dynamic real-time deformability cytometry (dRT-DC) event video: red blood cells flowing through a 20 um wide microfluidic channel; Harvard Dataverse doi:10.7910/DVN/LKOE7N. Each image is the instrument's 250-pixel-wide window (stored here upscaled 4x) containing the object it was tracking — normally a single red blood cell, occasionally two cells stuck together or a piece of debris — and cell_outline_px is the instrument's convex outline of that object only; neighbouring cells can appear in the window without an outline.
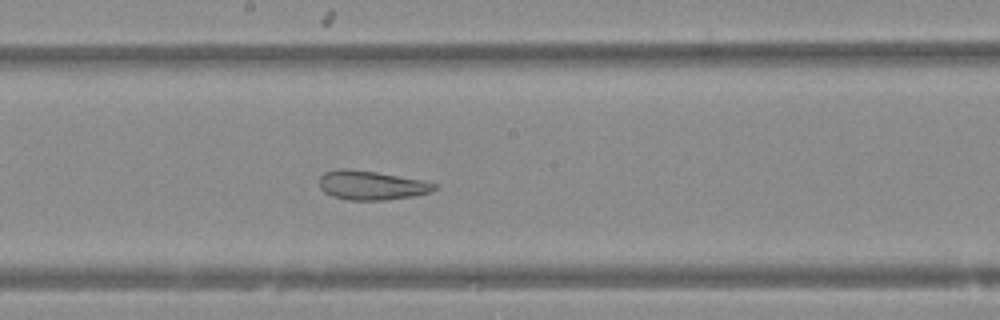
{"species": "Egyptian fruit bat (a non-hibernating species)", "species_latin": "Rousettus aegyptiacus", "temperature_condition": "warm", "stored_images_in_passage": 48, "camera_frame_rate_fps": 3000, "um_per_image_px": 0.085, "animal": {"sex": "female"}, "frame": {"image": 1, "passage_image": 25, "time_ms": 8.0, "image_size_px": [1000, 320], "cell_outline_px": [[436, 188], [432, 192], [412, 196], [384, 200], [348, 200], [332, 196], [324, 192], [320, 188], [320, 176], [324, 172], [340, 168], [348, 168], [376, 172], [424, 180], [436, 184]], "centroid_in_image_um": [31.56, 15.74], "position_along_channel_um": 216.6, "area_um2": 19.59}}
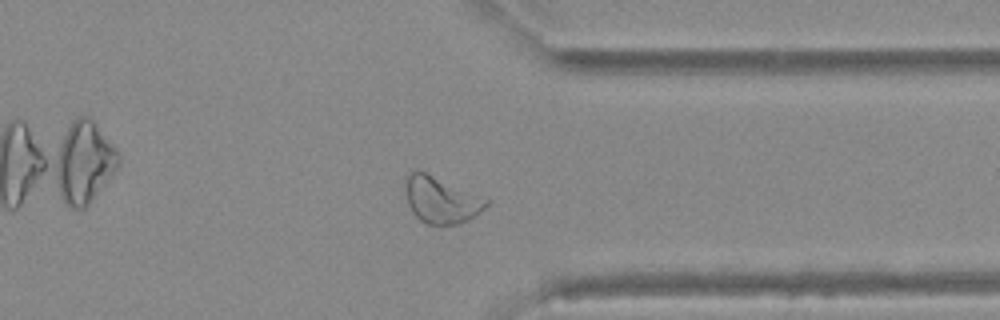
{"frame": {"image": 2, "passage_image": 37, "time_ms": 12.0, "image_size_px": [1000, 320], "cell_outline_px": [[488, 204], [480, 212], [468, 220], [460, 224], [428, 224], [420, 220], [412, 212], [408, 204], [404, 180], [412, 172], [424, 172], [488, 200]], "centroid_in_image_um": [37.46, 17.03], "position_along_channel_um": 373.9, "area_um2": 21.15}}
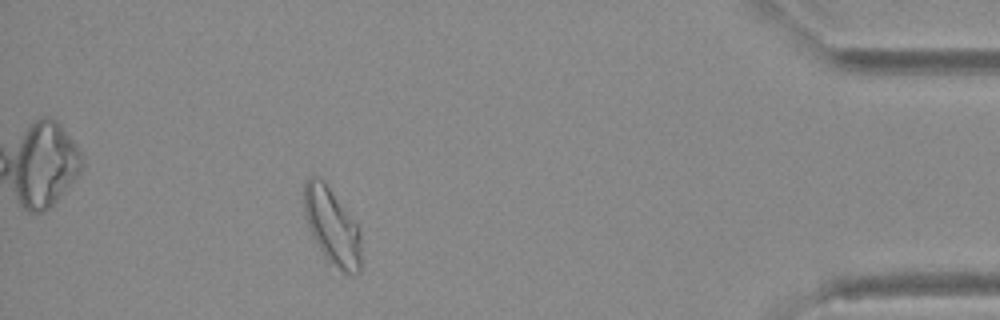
{"frame": {"image": 3, "passage_image": 43, "time_ms": 14.0, "image_size_px": [1000, 320], "cell_outline_px": [[360, 272], [352, 276], [344, 276], [328, 260], [312, 236], [304, 212], [304, 184], [308, 176], [316, 176], [324, 180], [356, 224], [360, 232]], "centroid_in_image_um": [28.22, 19.27], "position_along_channel_um": 407.0, "area_um2": 25.43}}